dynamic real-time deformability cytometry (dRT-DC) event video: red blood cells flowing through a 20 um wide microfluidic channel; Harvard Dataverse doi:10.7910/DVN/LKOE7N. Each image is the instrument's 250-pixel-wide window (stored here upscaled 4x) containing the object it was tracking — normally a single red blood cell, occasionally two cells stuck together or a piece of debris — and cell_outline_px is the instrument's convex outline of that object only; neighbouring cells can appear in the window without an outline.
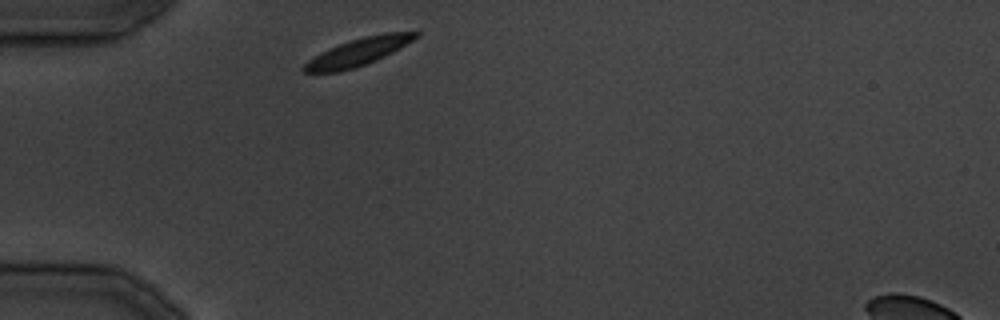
{"species": "common noctule bat (a hibernating species)", "species_latin": "Nyctalus noctula", "temperature_condition": "cold", "stored_images_in_passage": 7, "camera_frame_rate_fps": 3000, "um_per_image_px": 0.085, "animal": {"sex": "male", "body_mass_g": 19.5, "forearm_length_mm": 54.6}, "frame": {"image": 1, "passage_image": 1, "time_ms": 0.0, "image_size_px": [1000, 320], "cell_outline_px": [[420, 36], [400, 48], [376, 60], [352, 68], [336, 72], [304, 72], [300, 68], [308, 60], [340, 44], [364, 36], [384, 32], [420, 32]], "centroid_in_image_um": [30.49, 4.4], "position_along_channel_um": 54.5, "area_um2": 17.4}}
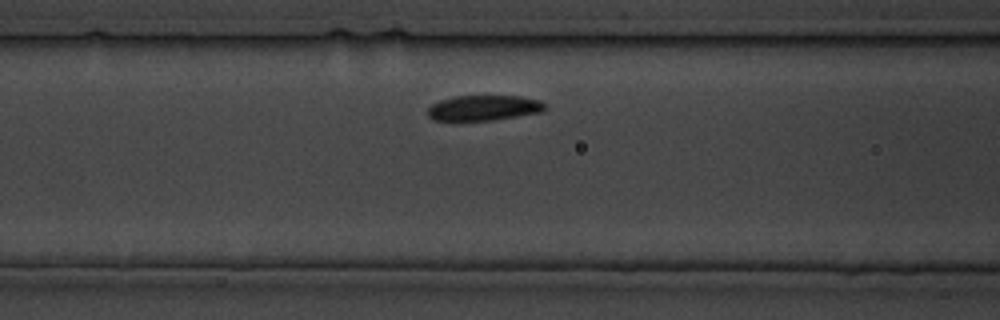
{"frame": {"image": 2, "passage_image": 6, "time_ms": 5.667, "image_size_px": [1000, 320], "cell_outline_px": [[548, 108], [540, 112], [492, 120], [432, 120], [428, 116], [428, 108], [432, 104], [440, 100], [452, 96], [520, 96], [540, 100]], "centroid_in_image_um": [41.11, 9.16], "position_along_channel_um": 125.5, "area_um2": 17.22}}